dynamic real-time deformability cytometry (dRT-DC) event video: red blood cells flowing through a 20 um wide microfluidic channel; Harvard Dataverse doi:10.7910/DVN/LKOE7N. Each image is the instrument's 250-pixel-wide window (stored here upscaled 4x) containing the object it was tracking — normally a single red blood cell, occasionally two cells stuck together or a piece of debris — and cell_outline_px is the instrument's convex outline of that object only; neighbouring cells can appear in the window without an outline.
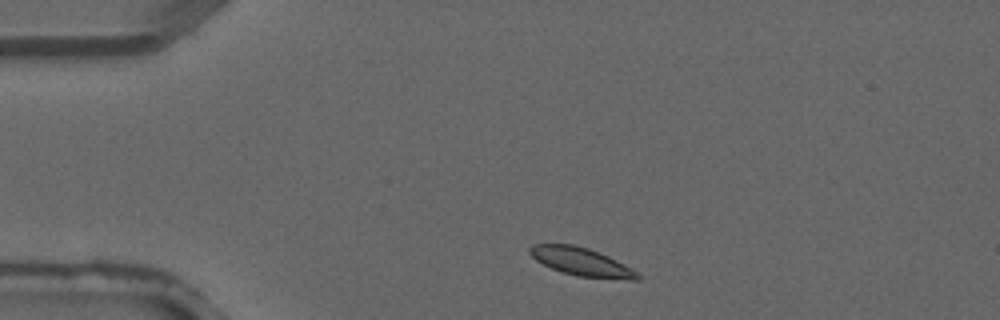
{"species": "common noctule bat (a hibernating species)", "species_latin": "Nyctalus noctula", "temperature_condition": "warm", "stored_images_in_passage": 1, "camera_frame_rate_fps": 3000, "um_per_image_px": 0.085, "animal": {"sex": "male", "forearm_length_mm": 52.5}, "frame": {"image": 1, "passage_image": 1, "time_ms": 0.0, "image_size_px": [1000, 320], "cell_outline_px": [[640, 280], [628, 280], [576, 276], [552, 268], [536, 260], [528, 252], [528, 248], [532, 244], [572, 244], [588, 248], [600, 252], [616, 260], [636, 272], [640, 276]], "centroid_in_image_um": [49.4, 22.25], "position_along_channel_um": 35.6, "area_um2": 17.51}}